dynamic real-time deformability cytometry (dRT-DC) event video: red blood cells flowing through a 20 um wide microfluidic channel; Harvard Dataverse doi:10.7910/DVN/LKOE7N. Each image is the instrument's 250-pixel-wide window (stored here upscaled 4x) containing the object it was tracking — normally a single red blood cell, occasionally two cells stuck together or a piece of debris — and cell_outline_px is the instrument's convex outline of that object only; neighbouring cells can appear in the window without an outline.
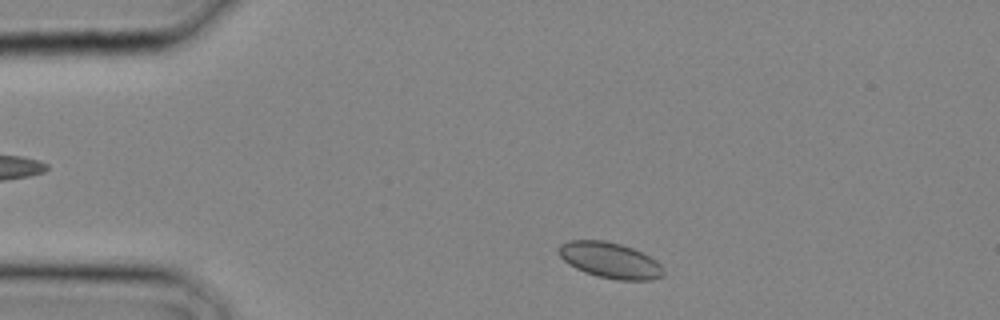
{"species": "common noctule bat (a hibernating species)", "species_latin": "Nyctalus noctula", "temperature_condition": "cold", "stored_images_in_passage": 2, "camera_frame_rate_fps": 3000, "um_per_image_px": 0.085, "animal": {"sex": "male", "body_mass_g": 20.4}, "frame": {"image": 1, "passage_image": 1, "time_ms": 0.0, "image_size_px": [1000, 320], "cell_outline_px": [[664, 276], [652, 280], [616, 280], [596, 276], [584, 272], [568, 264], [556, 252], [556, 248], [560, 244], [568, 240], [604, 240], [620, 244], [632, 248], [656, 260], [664, 268]], "centroid_in_image_um": [51.83, 22.12], "position_along_channel_um": 33.2, "area_um2": 22.08}}